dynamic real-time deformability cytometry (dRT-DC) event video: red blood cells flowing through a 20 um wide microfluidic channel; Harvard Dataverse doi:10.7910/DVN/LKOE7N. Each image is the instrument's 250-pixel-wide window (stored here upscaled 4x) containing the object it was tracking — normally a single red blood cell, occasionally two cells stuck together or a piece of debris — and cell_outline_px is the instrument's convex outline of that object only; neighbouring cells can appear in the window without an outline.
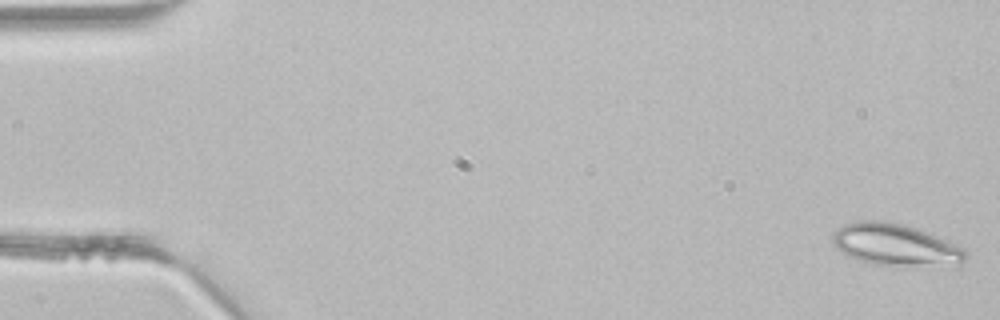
{"species": "common noctule bat (a hibernating species)", "species_latin": "Nyctalus noctula", "temperature_condition": "room temperature", "stored_images_in_passage": 3, "camera_frame_rate_fps": 3000, "um_per_image_px": 0.085, "animal": {"sex": "male", "body_mass_g": 21.5, "forearm_length_mm": 52.0}, "frame": {"image": 1, "passage_image": 1, "time_ms": 0.0, "image_size_px": [1000, 320], "cell_outline_px": [[968, 256], [960, 268], [872, 264], [848, 256], [840, 252], [832, 244], [832, 236], [836, 228], [844, 224], [856, 220], [876, 220], [904, 224], [916, 228], [936, 236], [964, 248], [968, 252]], "centroid_in_image_um": [76.17, 20.84], "position_along_channel_um": 8.8, "area_um2": 33.35}}